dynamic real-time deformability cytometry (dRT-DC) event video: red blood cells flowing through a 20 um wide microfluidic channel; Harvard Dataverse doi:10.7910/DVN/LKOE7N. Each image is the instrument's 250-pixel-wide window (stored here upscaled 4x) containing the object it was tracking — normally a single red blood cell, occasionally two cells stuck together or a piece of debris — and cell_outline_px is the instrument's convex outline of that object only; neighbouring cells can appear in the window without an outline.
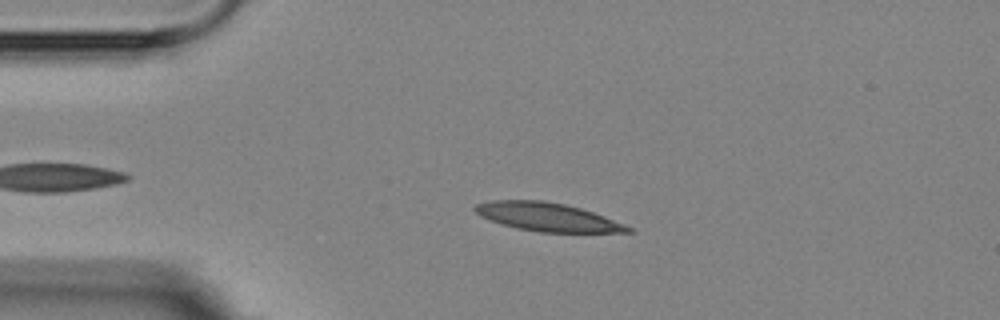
{"species": "Egyptian fruit bat (a non-hibernating species)", "species_latin": "Rousettus aegyptiacus", "temperature_condition": "room temperature", "stored_images_in_passage": 3, "camera_frame_rate_fps": 3000, "um_per_image_px": 0.085, "animal": {"sex": "female"}, "frame": {"image": 1, "passage_image": 2, "time_ms": 1.0, "image_size_px": [1000, 320], "cell_outline_px": [[636, 232], [540, 232], [516, 228], [480, 216], [472, 208], [476, 204], [492, 200], [544, 200], [564, 204], [580, 208], [604, 216], [624, 224], [632, 228]], "centroid_in_image_um": [46.53, 18.44], "position_along_channel_um": 38.5, "area_um2": 25.09}}